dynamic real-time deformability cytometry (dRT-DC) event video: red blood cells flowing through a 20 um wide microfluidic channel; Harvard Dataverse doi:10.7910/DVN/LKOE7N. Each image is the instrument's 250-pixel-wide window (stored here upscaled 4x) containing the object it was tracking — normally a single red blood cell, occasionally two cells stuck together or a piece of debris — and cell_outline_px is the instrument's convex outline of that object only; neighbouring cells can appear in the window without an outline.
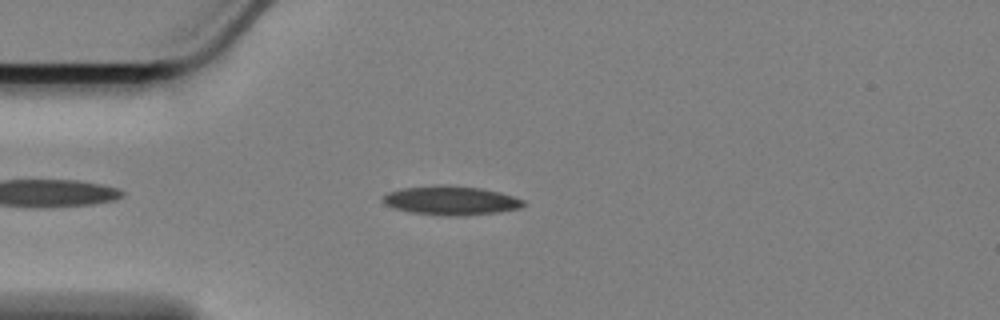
{"species": "Egyptian fruit bat (a non-hibernating species)", "species_latin": "Rousettus aegyptiacus", "temperature_condition": "cold", "stored_images_in_passage": 42, "camera_frame_rate_fps": 3000, "um_per_image_px": 0.085, "animal": {"sex": "female"}, "frame": {"image": 1, "passage_image": 4, "time_ms": 1.0, "image_size_px": [1000, 320], "cell_outline_px": [[528, 204], [520, 208], [500, 212], [464, 216], [444, 216], [412, 212], [396, 208], [388, 204], [384, 200], [384, 196], [388, 192], [404, 188], [436, 184], [448, 184], [480, 188], [500, 192], [524, 200]], "centroid_in_image_um": [38.41, 17.04], "position_along_channel_um": 46.6, "area_um2": 23.81}}
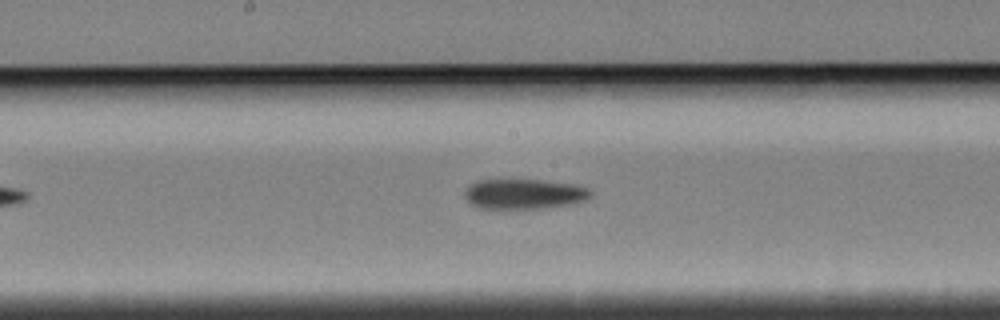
{"frame": {"image": 2, "passage_image": 19, "time_ms": 6.0, "image_size_px": [1000, 320], "cell_outline_px": [[592, 192], [584, 200], [572, 204], [540, 208], [480, 208], [472, 204], [464, 196], [464, 192], [476, 180], [536, 180], [572, 184], [588, 188]], "centroid_in_image_um": [44.53, 16.49], "position_along_channel_um": 203.7, "area_um2": 21.62}}
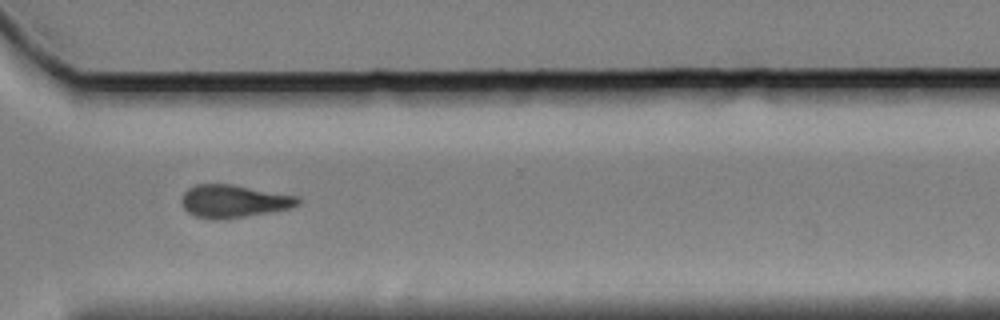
{"frame": {"image": 3, "passage_image": 32, "time_ms": 10.333, "image_size_px": [1000, 320], "cell_outline_px": [[300, 204], [292, 208], [224, 220], [212, 220], [196, 216], [188, 212], [184, 208], [180, 200], [180, 196], [188, 188], [196, 184], [232, 184], [300, 196]], "centroid_in_image_um": [19.87, 17.1], "position_along_channel_um": 350.7, "area_um2": 22.6}, "authors_computed_cell_mechanics": {"area_um2": 22.6287, "velocity_mm_per_s": 3.4023, "shape_relaxation_time_tau1_ms": 6.3211, "shape_relaxation_time_tau2_ms": 9.1129, "deformation_change_tau1": 0.1312, "deformation_change_tau2": 0.1638}}